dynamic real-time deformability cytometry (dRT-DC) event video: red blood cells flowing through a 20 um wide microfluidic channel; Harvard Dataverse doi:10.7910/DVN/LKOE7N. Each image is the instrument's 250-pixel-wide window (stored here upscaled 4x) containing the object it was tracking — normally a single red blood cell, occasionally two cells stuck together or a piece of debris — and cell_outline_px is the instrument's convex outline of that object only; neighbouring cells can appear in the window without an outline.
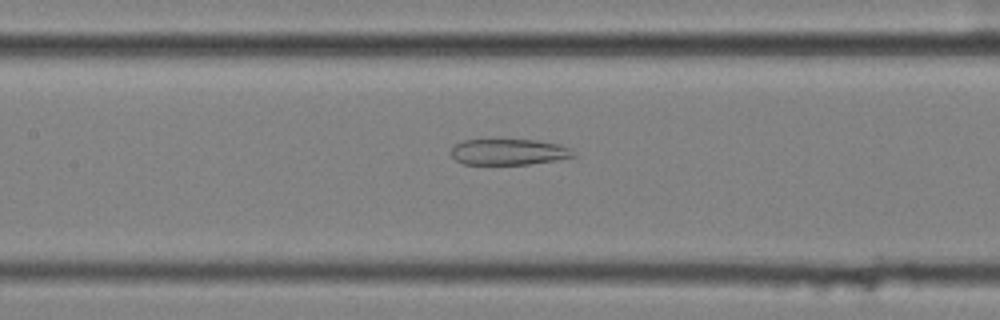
{"species": "common noctule bat (a hibernating species)", "species_latin": "Nyctalus noctula", "temperature_condition": "cold", "stored_images_in_passage": 51, "segment_of_instrument_passage": [2, 2], "camera_frame_rate_fps": 3000, "um_per_image_px": 0.085, "animal": {"sex": "female", "body_mass_g": 25.1}, "frame": {"image": 1, "passage_image": 21, "time_ms": 6.667, "image_size_px": [1000, 320], "cell_outline_px": [[576, 156], [556, 160], [528, 164], [464, 164], [456, 160], [448, 152], [452, 144], [464, 140], [536, 140], [560, 144], [572, 148]], "centroid_in_image_um": [43.21, 12.91], "position_along_channel_um": 164.2, "area_um2": 18.73}}
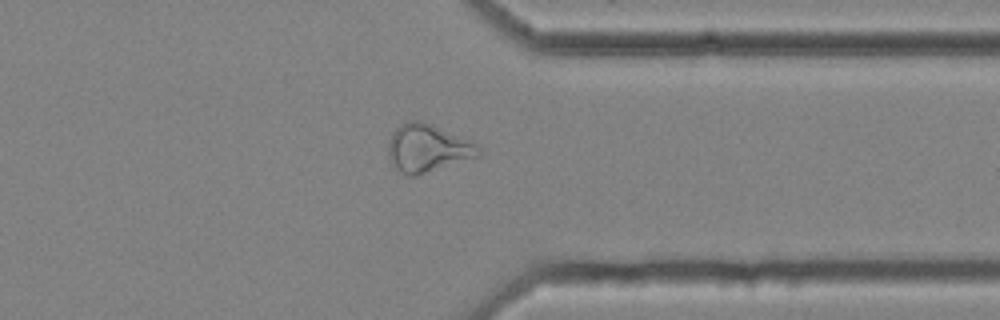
{"frame": {"image": 2, "passage_image": 39, "time_ms": 12.667, "image_size_px": [1000, 320], "cell_outline_px": [[480, 156], [412, 176], [408, 176], [400, 172], [388, 160], [388, 140], [392, 132], [400, 124], [408, 120], [424, 120], [472, 140], [480, 144]], "centroid_in_image_um": [36.35, 12.55], "position_along_channel_um": 375.1, "area_um2": 25.55}}
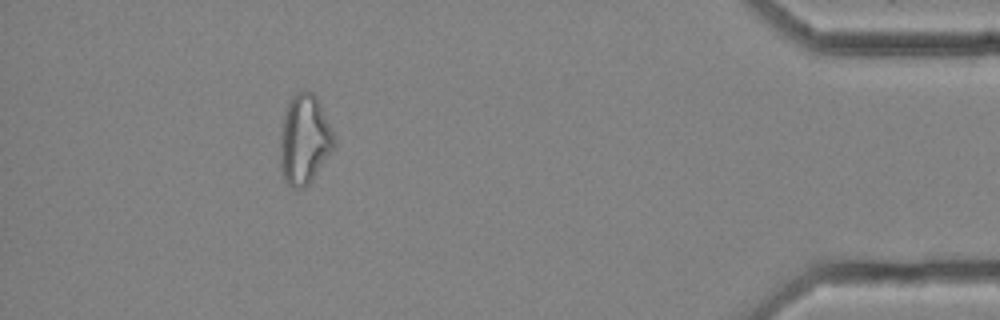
{"frame": {"image": 3, "passage_image": 46, "time_ms": 15.0, "image_size_px": [1000, 320], "cell_outline_px": [[336, 140], [332, 152], [312, 180], [304, 188], [292, 188], [284, 180], [280, 164], [280, 136], [284, 112], [288, 100], [296, 92], [304, 88], [312, 92], [320, 100]], "centroid_in_image_um": [25.88, 11.82], "position_along_channel_um": 409.3, "area_um2": 28.73}}